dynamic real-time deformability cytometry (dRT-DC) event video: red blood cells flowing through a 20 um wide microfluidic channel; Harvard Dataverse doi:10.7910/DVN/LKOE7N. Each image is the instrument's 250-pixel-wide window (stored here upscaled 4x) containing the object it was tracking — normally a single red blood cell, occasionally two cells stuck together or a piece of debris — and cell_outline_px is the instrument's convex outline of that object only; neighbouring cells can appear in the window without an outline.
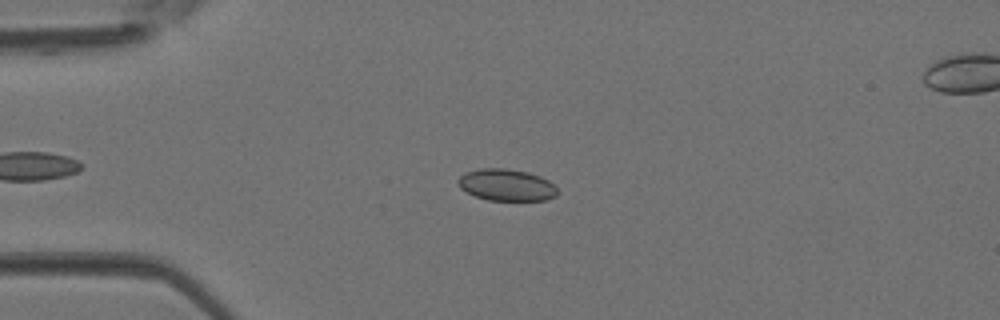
{"species": "Egyptian fruit bat (a non-hibernating species)", "species_latin": "Rousettus aegyptiacus", "temperature_condition": "room temperature", "stored_images_in_passage": 44, "segment_of_instrument_passage": [1, 2], "camera_frame_rate_fps": 3000, "um_per_image_px": 0.085, "animal": {"sex": "female"}, "frame": {"image": 1, "passage_image": 11, "time_ms": 3.333, "image_size_px": [1000, 320], "cell_outline_px": [[556, 196], [548, 200], [488, 200], [476, 196], [460, 188], [456, 180], [460, 176], [468, 172], [480, 168], [504, 168], [528, 172], [540, 176], [548, 180], [556, 188]], "centroid_in_image_um": [43.04, 15.72], "position_along_channel_um": 42.0, "area_um2": 18.26}}
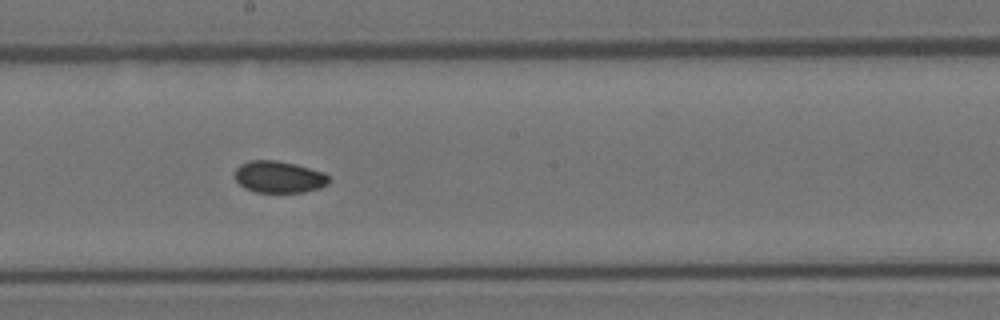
{"frame": {"image": 2, "passage_image": 24, "time_ms": 7.667, "image_size_px": [1000, 320], "cell_outline_px": [[328, 184], [320, 188], [304, 192], [256, 192], [244, 188], [236, 180], [236, 168], [240, 164], [248, 160], [276, 160], [296, 164], [324, 172], [328, 176]], "centroid_in_image_um": [23.71, 15.03], "position_along_channel_um": 224.5, "area_um2": 17.46}}
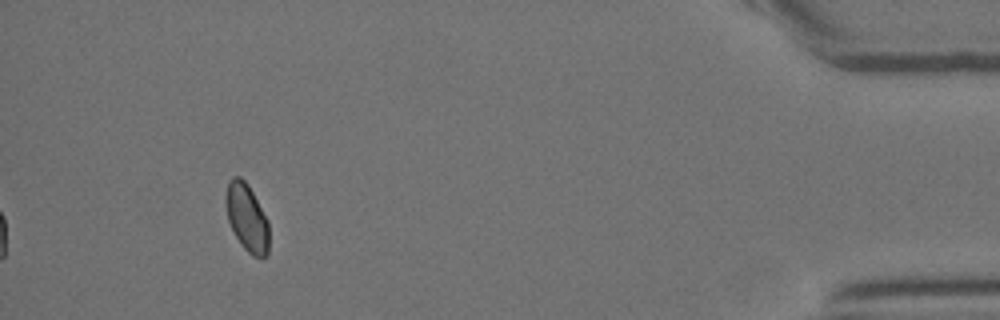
{"frame": {"image": 3, "passage_image": 40, "time_ms": 13.0, "image_size_px": [1000, 320], "cell_outline_px": [[268, 256], [252, 256], [240, 244], [228, 220], [224, 200], [224, 196], [228, 180], [232, 176], [240, 176], [248, 184], [268, 220]], "centroid_in_image_um": [20.96, 18.45], "position_along_channel_um": 414.2, "area_um2": 17.11}}